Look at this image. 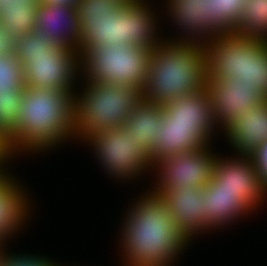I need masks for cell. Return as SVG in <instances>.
Wrapping results in <instances>:
<instances>
[{
	"label": "cell",
	"instance_id": "cell-29",
	"mask_svg": "<svg viewBox=\"0 0 267 266\" xmlns=\"http://www.w3.org/2000/svg\"><path fill=\"white\" fill-rule=\"evenodd\" d=\"M26 254V255H25ZM10 254L8 252L3 253L1 259V266H59L56 262L43 257L42 255H32V254ZM42 256V257H41Z\"/></svg>",
	"mask_w": 267,
	"mask_h": 266
},
{
	"label": "cell",
	"instance_id": "cell-1",
	"mask_svg": "<svg viewBox=\"0 0 267 266\" xmlns=\"http://www.w3.org/2000/svg\"><path fill=\"white\" fill-rule=\"evenodd\" d=\"M137 199L120 231L123 266H172L191 241L176 227L159 195L149 190Z\"/></svg>",
	"mask_w": 267,
	"mask_h": 266
},
{
	"label": "cell",
	"instance_id": "cell-8",
	"mask_svg": "<svg viewBox=\"0 0 267 266\" xmlns=\"http://www.w3.org/2000/svg\"><path fill=\"white\" fill-rule=\"evenodd\" d=\"M84 141L89 142L99 164L114 179L127 181L150 169L153 171L149 154L124 126L98 130Z\"/></svg>",
	"mask_w": 267,
	"mask_h": 266
},
{
	"label": "cell",
	"instance_id": "cell-12",
	"mask_svg": "<svg viewBox=\"0 0 267 266\" xmlns=\"http://www.w3.org/2000/svg\"><path fill=\"white\" fill-rule=\"evenodd\" d=\"M239 156V158H238ZM216 157L213 180L221 189L235 191L253 209L267 198V187L262 183L252 156ZM237 158V159H236Z\"/></svg>",
	"mask_w": 267,
	"mask_h": 266
},
{
	"label": "cell",
	"instance_id": "cell-14",
	"mask_svg": "<svg viewBox=\"0 0 267 266\" xmlns=\"http://www.w3.org/2000/svg\"><path fill=\"white\" fill-rule=\"evenodd\" d=\"M173 217L176 227L191 242L210 231L205 222L207 192L201 187L165 190L160 195Z\"/></svg>",
	"mask_w": 267,
	"mask_h": 266
},
{
	"label": "cell",
	"instance_id": "cell-33",
	"mask_svg": "<svg viewBox=\"0 0 267 266\" xmlns=\"http://www.w3.org/2000/svg\"><path fill=\"white\" fill-rule=\"evenodd\" d=\"M80 0H39L40 4L47 5H69L76 7Z\"/></svg>",
	"mask_w": 267,
	"mask_h": 266
},
{
	"label": "cell",
	"instance_id": "cell-17",
	"mask_svg": "<svg viewBox=\"0 0 267 266\" xmlns=\"http://www.w3.org/2000/svg\"><path fill=\"white\" fill-rule=\"evenodd\" d=\"M34 29L45 31L57 45L80 51L82 32L74 6L38 3Z\"/></svg>",
	"mask_w": 267,
	"mask_h": 266
},
{
	"label": "cell",
	"instance_id": "cell-24",
	"mask_svg": "<svg viewBox=\"0 0 267 266\" xmlns=\"http://www.w3.org/2000/svg\"><path fill=\"white\" fill-rule=\"evenodd\" d=\"M23 91L0 92V136L7 142L18 132Z\"/></svg>",
	"mask_w": 267,
	"mask_h": 266
},
{
	"label": "cell",
	"instance_id": "cell-10",
	"mask_svg": "<svg viewBox=\"0 0 267 266\" xmlns=\"http://www.w3.org/2000/svg\"><path fill=\"white\" fill-rule=\"evenodd\" d=\"M22 66L26 87L76 93L73 83L82 73L81 53L69 46L57 45L47 55L28 56Z\"/></svg>",
	"mask_w": 267,
	"mask_h": 266
},
{
	"label": "cell",
	"instance_id": "cell-26",
	"mask_svg": "<svg viewBox=\"0 0 267 266\" xmlns=\"http://www.w3.org/2000/svg\"><path fill=\"white\" fill-rule=\"evenodd\" d=\"M25 87L23 66L16 54L0 55V92L23 91Z\"/></svg>",
	"mask_w": 267,
	"mask_h": 266
},
{
	"label": "cell",
	"instance_id": "cell-15",
	"mask_svg": "<svg viewBox=\"0 0 267 266\" xmlns=\"http://www.w3.org/2000/svg\"><path fill=\"white\" fill-rule=\"evenodd\" d=\"M158 134L159 139L151 150L152 165L162 158L210 146L211 143V137L196 123L168 122L165 116Z\"/></svg>",
	"mask_w": 267,
	"mask_h": 266
},
{
	"label": "cell",
	"instance_id": "cell-19",
	"mask_svg": "<svg viewBox=\"0 0 267 266\" xmlns=\"http://www.w3.org/2000/svg\"><path fill=\"white\" fill-rule=\"evenodd\" d=\"M163 114L168 122L196 123L210 137L216 126L210 96L207 90L186 94L163 106ZM214 127H216L214 129Z\"/></svg>",
	"mask_w": 267,
	"mask_h": 266
},
{
	"label": "cell",
	"instance_id": "cell-4",
	"mask_svg": "<svg viewBox=\"0 0 267 266\" xmlns=\"http://www.w3.org/2000/svg\"><path fill=\"white\" fill-rule=\"evenodd\" d=\"M211 81L234 79L267 97V39L228 32L204 43Z\"/></svg>",
	"mask_w": 267,
	"mask_h": 266
},
{
	"label": "cell",
	"instance_id": "cell-35",
	"mask_svg": "<svg viewBox=\"0 0 267 266\" xmlns=\"http://www.w3.org/2000/svg\"><path fill=\"white\" fill-rule=\"evenodd\" d=\"M4 244H5V242L0 240V266H1V259L3 257V253H4L3 249H5V248H3V246H5Z\"/></svg>",
	"mask_w": 267,
	"mask_h": 266
},
{
	"label": "cell",
	"instance_id": "cell-22",
	"mask_svg": "<svg viewBox=\"0 0 267 266\" xmlns=\"http://www.w3.org/2000/svg\"><path fill=\"white\" fill-rule=\"evenodd\" d=\"M233 32L267 39V0H246L242 15Z\"/></svg>",
	"mask_w": 267,
	"mask_h": 266
},
{
	"label": "cell",
	"instance_id": "cell-18",
	"mask_svg": "<svg viewBox=\"0 0 267 266\" xmlns=\"http://www.w3.org/2000/svg\"><path fill=\"white\" fill-rule=\"evenodd\" d=\"M11 175L8 170L0 173V240L4 242L22 229L20 227L30 218L29 211L32 210L29 203L32 201L24 186Z\"/></svg>",
	"mask_w": 267,
	"mask_h": 266
},
{
	"label": "cell",
	"instance_id": "cell-31",
	"mask_svg": "<svg viewBox=\"0 0 267 266\" xmlns=\"http://www.w3.org/2000/svg\"><path fill=\"white\" fill-rule=\"evenodd\" d=\"M17 38L0 24V55L16 54Z\"/></svg>",
	"mask_w": 267,
	"mask_h": 266
},
{
	"label": "cell",
	"instance_id": "cell-7",
	"mask_svg": "<svg viewBox=\"0 0 267 266\" xmlns=\"http://www.w3.org/2000/svg\"><path fill=\"white\" fill-rule=\"evenodd\" d=\"M81 75L90 84L110 83L127 87L145 85L151 50L135 45L82 49Z\"/></svg>",
	"mask_w": 267,
	"mask_h": 266
},
{
	"label": "cell",
	"instance_id": "cell-30",
	"mask_svg": "<svg viewBox=\"0 0 267 266\" xmlns=\"http://www.w3.org/2000/svg\"><path fill=\"white\" fill-rule=\"evenodd\" d=\"M262 183L267 187V142L252 155Z\"/></svg>",
	"mask_w": 267,
	"mask_h": 266
},
{
	"label": "cell",
	"instance_id": "cell-6",
	"mask_svg": "<svg viewBox=\"0 0 267 266\" xmlns=\"http://www.w3.org/2000/svg\"><path fill=\"white\" fill-rule=\"evenodd\" d=\"M84 81L86 87L74 96V136L78 140L84 141L98 130L123 126L145 100L142 87Z\"/></svg>",
	"mask_w": 267,
	"mask_h": 266
},
{
	"label": "cell",
	"instance_id": "cell-36",
	"mask_svg": "<svg viewBox=\"0 0 267 266\" xmlns=\"http://www.w3.org/2000/svg\"><path fill=\"white\" fill-rule=\"evenodd\" d=\"M22 1L34 2L35 4L39 3V0H22Z\"/></svg>",
	"mask_w": 267,
	"mask_h": 266
},
{
	"label": "cell",
	"instance_id": "cell-25",
	"mask_svg": "<svg viewBox=\"0 0 267 266\" xmlns=\"http://www.w3.org/2000/svg\"><path fill=\"white\" fill-rule=\"evenodd\" d=\"M57 44L40 29H33L25 36L17 38L16 57L22 64L28 56L47 55Z\"/></svg>",
	"mask_w": 267,
	"mask_h": 266
},
{
	"label": "cell",
	"instance_id": "cell-11",
	"mask_svg": "<svg viewBox=\"0 0 267 266\" xmlns=\"http://www.w3.org/2000/svg\"><path fill=\"white\" fill-rule=\"evenodd\" d=\"M167 2L168 15L174 24L178 25L180 31L182 29L181 38L175 37L176 39L170 41L204 44L216 35L232 32L218 18V14H215L214 0H168Z\"/></svg>",
	"mask_w": 267,
	"mask_h": 266
},
{
	"label": "cell",
	"instance_id": "cell-9",
	"mask_svg": "<svg viewBox=\"0 0 267 266\" xmlns=\"http://www.w3.org/2000/svg\"><path fill=\"white\" fill-rule=\"evenodd\" d=\"M210 146H204L183 154L168 156L157 161L153 170H158L156 186L150 191L161 195L165 190L182 188H205L213 178L216 156ZM155 168V169H154ZM158 184V185H157ZM155 187V188H154Z\"/></svg>",
	"mask_w": 267,
	"mask_h": 266
},
{
	"label": "cell",
	"instance_id": "cell-13",
	"mask_svg": "<svg viewBox=\"0 0 267 266\" xmlns=\"http://www.w3.org/2000/svg\"><path fill=\"white\" fill-rule=\"evenodd\" d=\"M206 90L215 124L220 125L222 131L244 110L267 101L260 90L254 89V85L237 84L234 79L211 81L207 78Z\"/></svg>",
	"mask_w": 267,
	"mask_h": 266
},
{
	"label": "cell",
	"instance_id": "cell-16",
	"mask_svg": "<svg viewBox=\"0 0 267 266\" xmlns=\"http://www.w3.org/2000/svg\"><path fill=\"white\" fill-rule=\"evenodd\" d=\"M224 130L238 155L252 156L267 142V101L244 110Z\"/></svg>",
	"mask_w": 267,
	"mask_h": 266
},
{
	"label": "cell",
	"instance_id": "cell-34",
	"mask_svg": "<svg viewBox=\"0 0 267 266\" xmlns=\"http://www.w3.org/2000/svg\"><path fill=\"white\" fill-rule=\"evenodd\" d=\"M24 1L22 0H0V13L3 12L7 6H23Z\"/></svg>",
	"mask_w": 267,
	"mask_h": 266
},
{
	"label": "cell",
	"instance_id": "cell-20",
	"mask_svg": "<svg viewBox=\"0 0 267 266\" xmlns=\"http://www.w3.org/2000/svg\"><path fill=\"white\" fill-rule=\"evenodd\" d=\"M204 190L207 192L205 222L213 230L219 227L222 229V226L236 222L243 214L253 212L239 194L230 189L219 188L213 179Z\"/></svg>",
	"mask_w": 267,
	"mask_h": 266
},
{
	"label": "cell",
	"instance_id": "cell-5",
	"mask_svg": "<svg viewBox=\"0 0 267 266\" xmlns=\"http://www.w3.org/2000/svg\"><path fill=\"white\" fill-rule=\"evenodd\" d=\"M145 2L126 0L111 14H88L81 25L80 51L112 44L141 46L152 51L161 41L156 32L158 16L151 10V4Z\"/></svg>",
	"mask_w": 267,
	"mask_h": 266
},
{
	"label": "cell",
	"instance_id": "cell-32",
	"mask_svg": "<svg viewBox=\"0 0 267 266\" xmlns=\"http://www.w3.org/2000/svg\"><path fill=\"white\" fill-rule=\"evenodd\" d=\"M11 156L12 155L10 153L7 141L0 136V173H6L5 164H7L8 161L13 158Z\"/></svg>",
	"mask_w": 267,
	"mask_h": 266
},
{
	"label": "cell",
	"instance_id": "cell-28",
	"mask_svg": "<svg viewBox=\"0 0 267 266\" xmlns=\"http://www.w3.org/2000/svg\"><path fill=\"white\" fill-rule=\"evenodd\" d=\"M246 0H214L215 14L231 30L242 15Z\"/></svg>",
	"mask_w": 267,
	"mask_h": 266
},
{
	"label": "cell",
	"instance_id": "cell-3",
	"mask_svg": "<svg viewBox=\"0 0 267 266\" xmlns=\"http://www.w3.org/2000/svg\"><path fill=\"white\" fill-rule=\"evenodd\" d=\"M167 39L161 40L151 51L143 86L144 99L159 106L206 90L208 78L203 43Z\"/></svg>",
	"mask_w": 267,
	"mask_h": 266
},
{
	"label": "cell",
	"instance_id": "cell-27",
	"mask_svg": "<svg viewBox=\"0 0 267 266\" xmlns=\"http://www.w3.org/2000/svg\"><path fill=\"white\" fill-rule=\"evenodd\" d=\"M126 0H80L76 6L78 20L82 25L88 14H111Z\"/></svg>",
	"mask_w": 267,
	"mask_h": 266
},
{
	"label": "cell",
	"instance_id": "cell-21",
	"mask_svg": "<svg viewBox=\"0 0 267 266\" xmlns=\"http://www.w3.org/2000/svg\"><path fill=\"white\" fill-rule=\"evenodd\" d=\"M163 117V106L143 100L136 109L132 110L123 125L150 158L151 150L160 136L158 130Z\"/></svg>",
	"mask_w": 267,
	"mask_h": 266
},
{
	"label": "cell",
	"instance_id": "cell-2",
	"mask_svg": "<svg viewBox=\"0 0 267 266\" xmlns=\"http://www.w3.org/2000/svg\"><path fill=\"white\" fill-rule=\"evenodd\" d=\"M74 96L73 91L25 87L18 132L7 142L12 157L22 151H48L63 140L75 139Z\"/></svg>",
	"mask_w": 267,
	"mask_h": 266
},
{
	"label": "cell",
	"instance_id": "cell-23",
	"mask_svg": "<svg viewBox=\"0 0 267 266\" xmlns=\"http://www.w3.org/2000/svg\"><path fill=\"white\" fill-rule=\"evenodd\" d=\"M37 4L24 1L23 6H7L0 13V24L19 38L32 32L35 26Z\"/></svg>",
	"mask_w": 267,
	"mask_h": 266
}]
</instances>
